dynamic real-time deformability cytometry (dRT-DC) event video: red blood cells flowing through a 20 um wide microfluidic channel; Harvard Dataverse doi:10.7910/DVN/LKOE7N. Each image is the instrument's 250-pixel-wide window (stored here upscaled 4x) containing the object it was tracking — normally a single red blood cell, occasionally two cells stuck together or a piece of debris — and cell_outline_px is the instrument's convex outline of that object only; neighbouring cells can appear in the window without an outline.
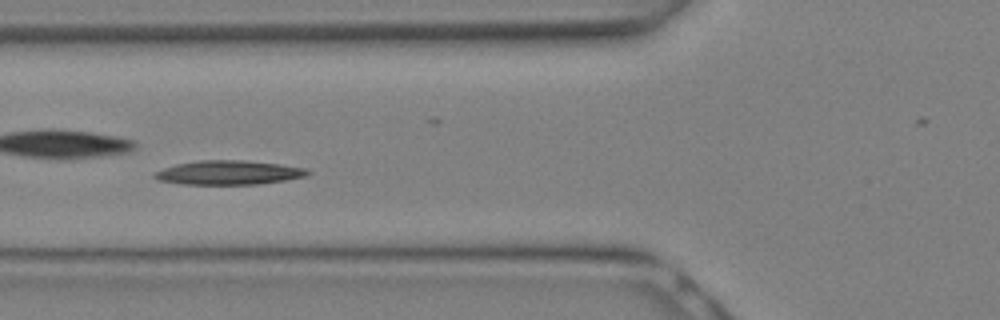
{"species": "Egyptian fruit bat (a non-hibernating species)", "species_latin": "Rousettus aegyptiacus", "temperature_condition": "warm", "stored_images_in_passage": 25, "camera_frame_rate_fps": 3000, "um_per_image_px": 0.085, "animal": {"sex": "female"}, "frame": {"image": 1, "passage_image": 8, "time_ms": 2.333, "image_size_px": [1000, 320], "cell_outline_px": [[312, 172], [308, 176], [260, 184], [184, 184], [156, 180], [152, 176], [156, 172], [164, 168], [176, 164], [200, 160], [244, 160], [280, 164], [304, 168]], "centroid_in_image_um": [19.45, 14.67], "position_along_channel_um": 106.4, "area_um2": 21.5}}